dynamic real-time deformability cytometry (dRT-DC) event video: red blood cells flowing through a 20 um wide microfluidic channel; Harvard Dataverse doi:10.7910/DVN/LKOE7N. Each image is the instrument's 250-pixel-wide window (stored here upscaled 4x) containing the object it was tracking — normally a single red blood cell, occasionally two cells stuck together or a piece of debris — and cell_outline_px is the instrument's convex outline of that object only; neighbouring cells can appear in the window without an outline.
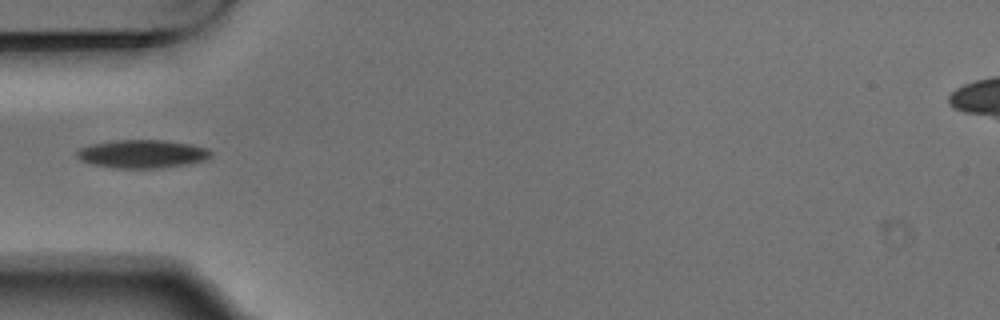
{"species": "Egyptian fruit bat (a non-hibernating species)", "species_latin": "Rousettus aegyptiacus", "temperature_condition": "warm", "stored_images_in_passage": 5, "camera_frame_rate_fps": 3000, "um_per_image_px": 0.085, "animal": {"sex": "male"}, "frame": {"image": 1, "passage_image": 2, "time_ms": 0.333, "image_size_px": [1000, 320], "cell_outline_px": [[212, 156], [204, 160], [188, 164], [160, 168], [112, 168], [92, 164], [80, 160], [76, 156], [76, 152], [80, 148], [92, 144], [112, 140], [164, 140], [192, 144], [208, 148], [212, 152]], "centroid_in_image_um": [12.1, 13.08], "position_along_channel_um": 72.9, "area_um2": 22.25}}
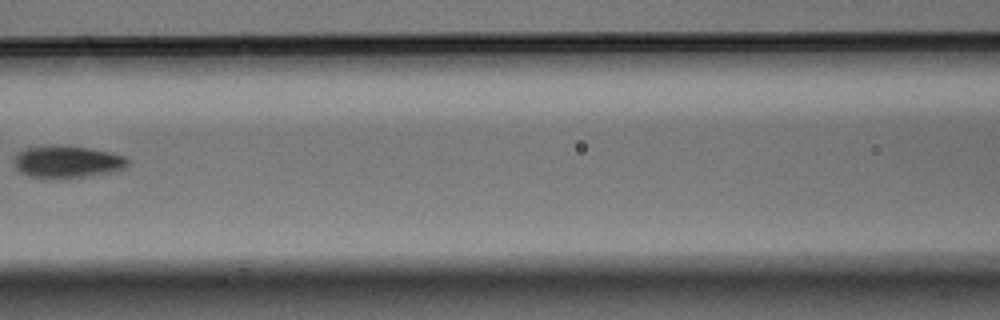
{"frame": {"image": 2, "passage_image": 4, "time_ms": 1.0, "image_size_px": [1000, 320], "cell_outline_px": [[128, 164], [124, 168], [116, 172], [68, 180], [44, 180], [28, 176], [20, 172], [16, 168], [16, 152], [24, 148], [56, 144], [88, 148], [112, 152], [124, 156], [128, 160]], "centroid_in_image_um": [5.71, 13.79], "position_along_channel_um": 160.9, "area_um2": 22.31}}
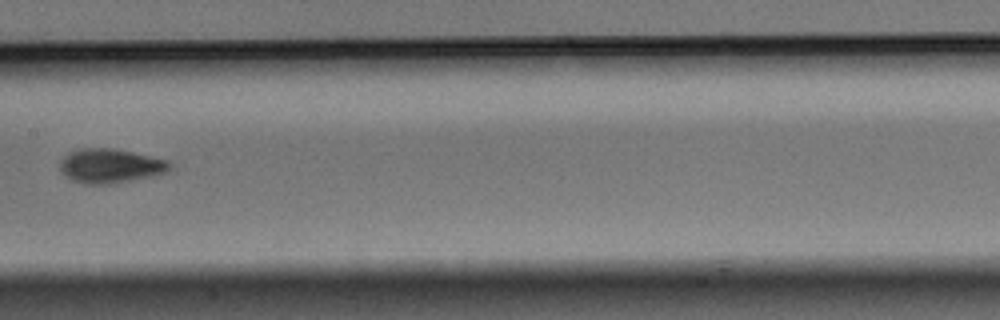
{"frame": {"image": 3, "passage_image": 5, "time_ms": 1.333, "image_size_px": [1000, 320], "cell_outline_px": [[172, 168], [168, 172], [156, 176], [112, 184], [84, 184], [72, 180], [60, 172], [60, 160], [64, 156], [80, 148], [112, 148], [132, 152], [168, 160], [172, 164]], "centroid_in_image_um": [9.41, 14.11], "position_along_channel_um": 198.0, "area_um2": 22.2}}